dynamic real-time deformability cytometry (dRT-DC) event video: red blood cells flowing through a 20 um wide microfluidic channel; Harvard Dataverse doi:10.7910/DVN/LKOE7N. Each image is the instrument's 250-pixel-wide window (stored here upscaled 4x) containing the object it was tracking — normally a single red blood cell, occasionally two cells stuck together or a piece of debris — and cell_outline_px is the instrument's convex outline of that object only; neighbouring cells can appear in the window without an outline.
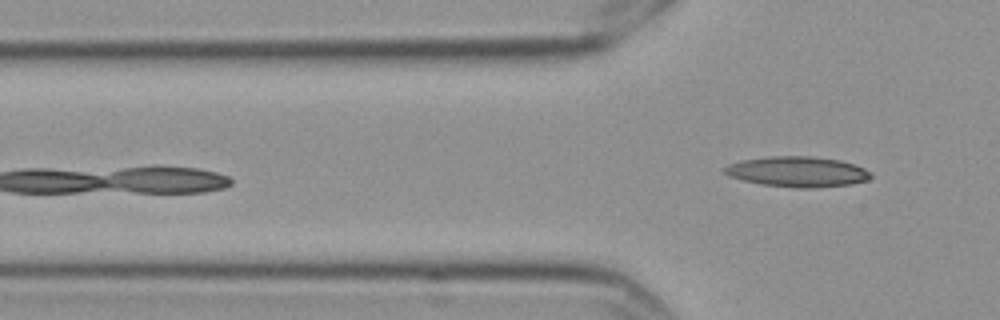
{"species": "Egyptian fruit bat (a non-hibernating species)", "species_latin": "Rousettus aegyptiacus", "temperature_condition": "cold", "stored_images_in_passage": 6, "camera_frame_rate_fps": 3000, "um_per_image_px": 0.085, "frame": {"image": 1, "passage_image": 6, "time_ms": 1.667, "image_size_px": [1000, 320], "cell_outline_px": [[872, 176], [868, 180], [852, 184], [812, 188], [796, 188], [760, 184], [728, 176], [720, 168], [728, 164], [744, 160], [772, 156], [808, 156], [840, 160], [864, 168]], "centroid_in_image_um": [67.75, 14.6], "position_along_channel_um": 58.0, "area_um2": 25.84}}